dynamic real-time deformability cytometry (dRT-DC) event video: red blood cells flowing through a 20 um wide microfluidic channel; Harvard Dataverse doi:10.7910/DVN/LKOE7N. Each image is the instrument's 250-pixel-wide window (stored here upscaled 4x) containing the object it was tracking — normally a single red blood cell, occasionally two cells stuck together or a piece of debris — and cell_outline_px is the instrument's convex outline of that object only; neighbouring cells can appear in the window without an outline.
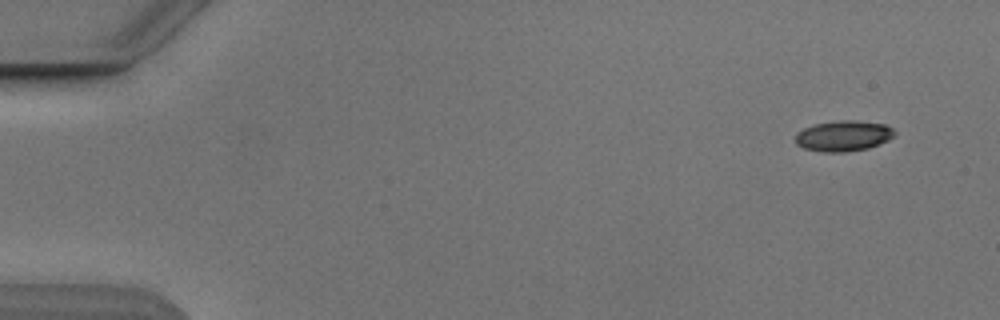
{"species": "Egyptian fruit bat (a non-hibernating species)", "species_latin": "Rousettus aegyptiacus", "temperature_condition": "cold", "stored_images_in_passage": 6, "camera_frame_rate_fps": 3000, "um_per_image_px": 0.085, "animal": {"sex": "male"}, "frame": {"image": 1, "passage_image": 1, "time_ms": 0.0, "image_size_px": [1000, 320], "cell_outline_px": [[896, 132], [888, 140], [868, 148], [844, 152], [824, 152], [804, 148], [796, 144], [796, 132], [804, 128], [816, 124], [840, 120], [856, 120], [884, 124], [892, 128]], "centroid_in_image_um": [71.68, 11.55], "position_along_channel_um": 13.3, "area_um2": 17.57}}